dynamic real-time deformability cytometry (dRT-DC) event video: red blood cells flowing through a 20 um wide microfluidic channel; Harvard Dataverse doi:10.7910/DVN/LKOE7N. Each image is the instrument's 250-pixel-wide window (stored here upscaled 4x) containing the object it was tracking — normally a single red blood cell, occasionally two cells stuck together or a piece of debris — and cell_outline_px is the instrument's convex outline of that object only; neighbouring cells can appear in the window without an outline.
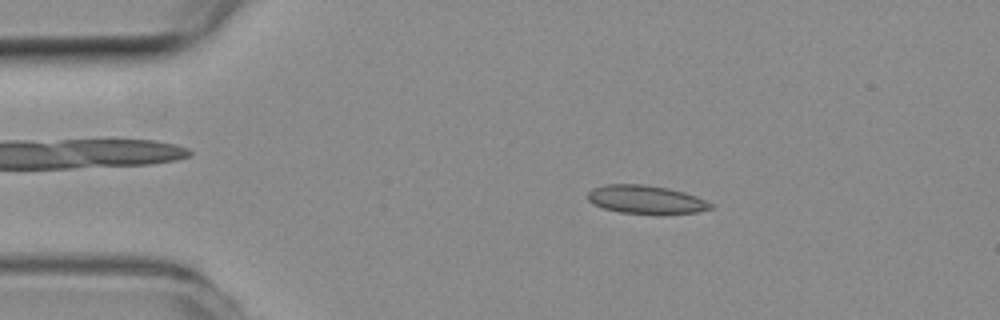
{"species": "common noctule bat (a hibernating species)", "species_latin": "Nyctalus noctula", "temperature_condition": "room temperature", "stored_images_in_passage": 17, "camera_frame_rate_fps": 3000, "um_per_image_px": 0.085, "animal": {"sex": "female", "body_mass_g": 19.3, "forearm_length_mm": 54.1}, "frame": {"image": 1, "passage_image": 9, "time_ms": 2.667, "image_size_px": [1000, 320], "cell_outline_px": [[712, 208], [696, 212], [668, 216], [664, 216], [620, 212], [604, 208], [592, 204], [588, 200], [588, 192], [592, 188], [604, 184], [644, 184], [668, 188], [684, 192], [696, 196], [712, 204]], "centroid_in_image_um": [54.9, 16.99], "position_along_channel_um": 30.1, "area_um2": 20.87}}
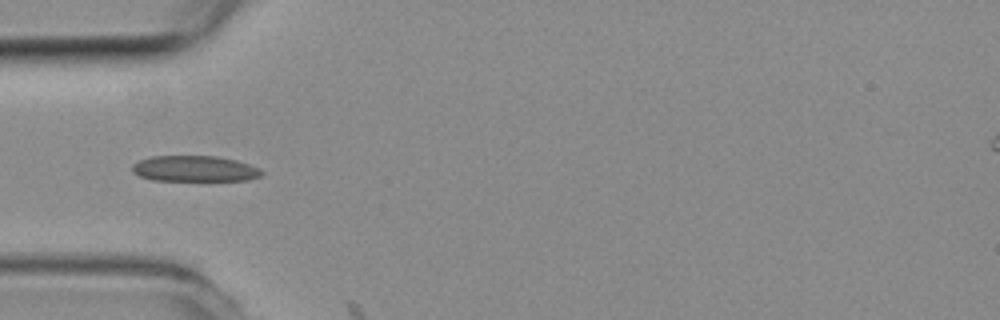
{"frame": {"image": 2, "passage_image": 16, "time_ms": 5.0, "image_size_px": [1000, 320], "cell_outline_px": [[264, 172], [260, 176], [248, 180], [152, 180], [140, 176], [132, 172], [132, 164], [140, 160], [152, 156], [216, 156], [236, 160], [260, 168]], "centroid_in_image_um": [16.54, 14.33], "position_along_channel_um": 68.5, "area_um2": 19.42}}